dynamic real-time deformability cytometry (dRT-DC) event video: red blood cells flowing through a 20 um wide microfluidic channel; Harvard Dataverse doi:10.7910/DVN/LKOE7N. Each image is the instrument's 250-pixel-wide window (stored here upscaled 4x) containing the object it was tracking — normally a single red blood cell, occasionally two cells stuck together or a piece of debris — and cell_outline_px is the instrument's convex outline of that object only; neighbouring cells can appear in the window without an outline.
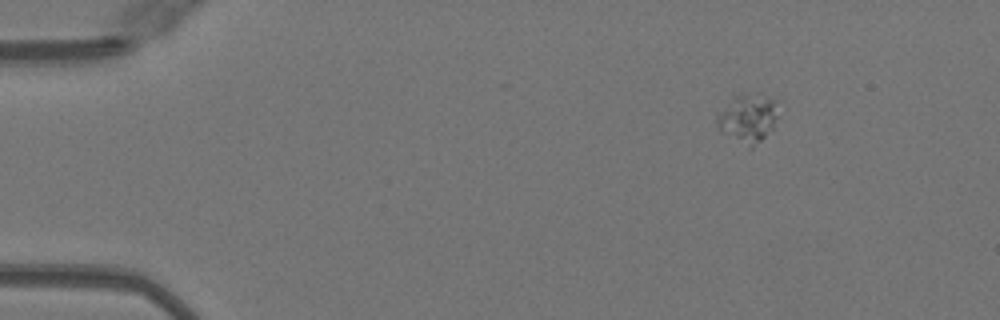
{"species": "Egyptian fruit bat (a non-hibernating species)", "species_latin": "Rousettus aegyptiacus", "temperature_condition": "warm", "stored_images_in_passage": 6, "camera_frame_rate_fps": 3000, "um_per_image_px": 0.085, "animal": {"sex": "female"}, "frame": {"image": 1, "passage_image": 1, "time_ms": 0.0, "image_size_px": [1000, 320], "cell_outline_px": [[776, 116], [772, 128], [752, 148], [748, 148], [720, 132], [716, 128], [716, 116], [732, 92], [748, 92], [776, 100]], "centroid_in_image_um": [63.46, 10.01], "position_along_channel_um": 21.5, "area_um2": 17.74}}